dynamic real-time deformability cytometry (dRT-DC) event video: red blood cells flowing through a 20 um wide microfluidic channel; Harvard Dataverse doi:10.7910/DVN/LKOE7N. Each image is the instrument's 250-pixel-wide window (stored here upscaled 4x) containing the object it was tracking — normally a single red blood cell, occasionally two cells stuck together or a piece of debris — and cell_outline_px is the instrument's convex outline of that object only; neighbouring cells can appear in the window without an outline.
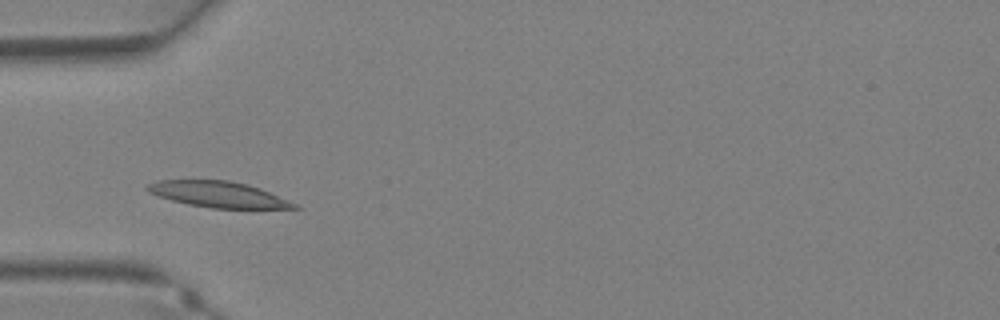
{"species": "Egyptian fruit bat (a non-hibernating species)", "species_latin": "Rousettus aegyptiacus", "temperature_condition": "warm", "stored_images_in_passage": 31, "camera_frame_rate_fps": 3000, "um_per_image_px": 0.085, "animal": {"sex": "female"}, "frame": {"image": 1, "passage_image": 6, "time_ms": 1.667, "image_size_px": [1000, 320], "cell_outline_px": [[300, 208], [212, 208], [188, 204], [172, 200], [148, 192], [144, 188], [148, 184], [160, 180], [228, 180], [248, 184], [260, 188], [296, 204]], "centroid_in_image_um": [18.52, 16.51], "position_along_channel_um": 66.5, "area_um2": 21.85}}
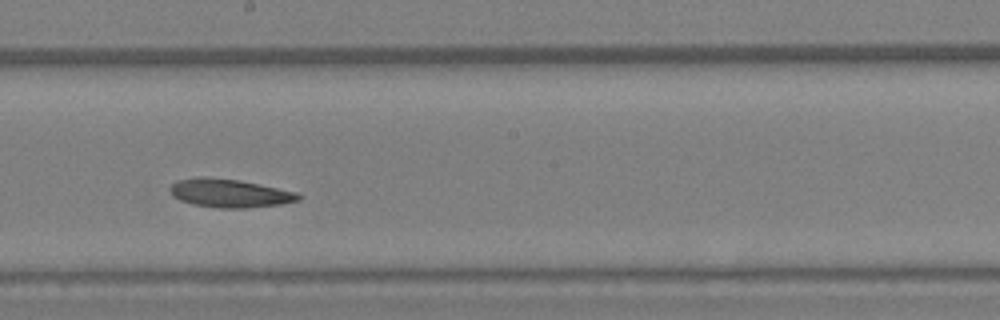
{"frame": {"image": 2, "passage_image": 15, "time_ms": 4.667, "image_size_px": [1000, 320], "cell_outline_px": [[304, 196], [300, 200], [280, 204], [244, 208], [220, 208], [192, 204], [180, 200], [172, 196], [168, 188], [176, 180], [200, 176], [204, 176], [240, 180], [300, 192]], "centroid_in_image_um": [19.54, 16.41], "position_along_channel_um": 228.7, "area_um2": 21.62}}
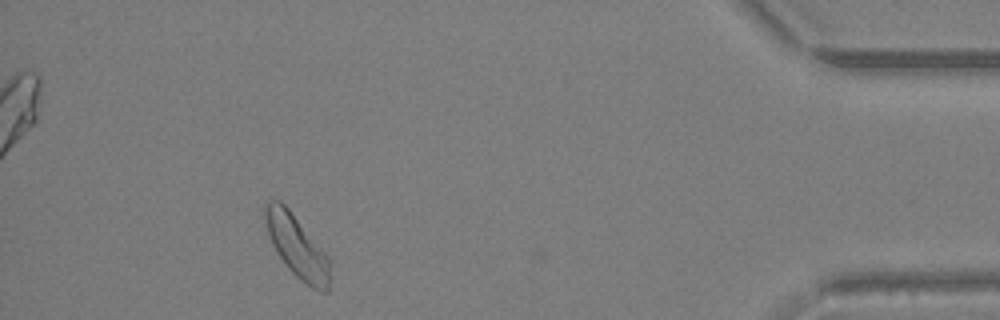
{"frame": {"image": 3, "passage_image": 28, "time_ms": 9.0, "image_size_px": [1000, 320], "cell_outline_px": [[332, 264], [328, 292], [320, 292], [312, 288], [300, 280], [288, 268], [276, 252], [272, 244], [264, 220], [264, 204], [268, 200], [280, 200], [288, 208], [328, 256]], "centroid_in_image_um": [25.26, 20.97], "position_along_channel_um": 409.9, "area_um2": 23.64}}